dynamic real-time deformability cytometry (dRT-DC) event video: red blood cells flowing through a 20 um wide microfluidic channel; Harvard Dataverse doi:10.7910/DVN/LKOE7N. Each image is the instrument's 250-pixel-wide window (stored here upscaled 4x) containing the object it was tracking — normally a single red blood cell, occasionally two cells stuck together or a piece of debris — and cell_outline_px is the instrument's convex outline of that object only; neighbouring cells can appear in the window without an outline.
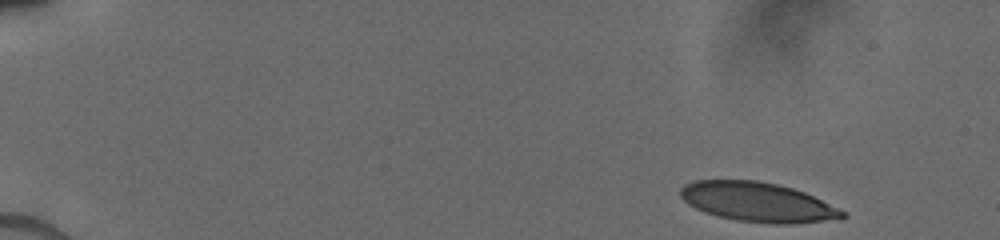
{"species": "human", "species_latin": "Homo sapiens", "temperature_condition": "cold", "stored_images_in_passage": 35, "camera_frame_rate_fps": 3000, "um_per_image_px": 0.085, "donor": {"sex": "male"}, "frame": {"image": 1, "passage_image": 1, "time_ms": 0.0, "image_size_px": [1000, 240], "cell_outline_px": [[848, 216], [820, 220], [788, 224], [776, 224], [736, 220], [716, 216], [704, 212], [688, 204], [680, 196], [680, 188], [684, 184], [696, 180], [756, 180], [776, 184], [792, 188], [804, 192], [848, 212]], "centroid_in_image_um": [64.35, 17.16], "position_along_channel_um": 20.6, "area_um2": 36.99}}
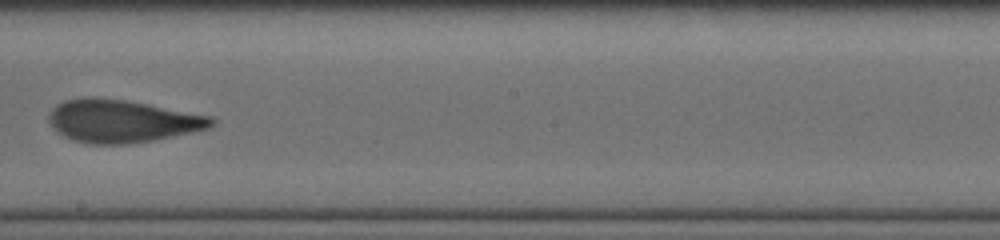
{"frame": {"image": 2, "passage_image": 20, "time_ms": 8.667, "image_size_px": [1000, 240], "cell_outline_px": [[216, 124], [208, 128], [156, 140], [128, 144], [92, 144], [72, 140], [56, 132], [52, 128], [48, 120], [48, 116], [52, 108], [56, 104], [64, 100], [84, 96], [96, 96], [124, 100], [212, 116], [216, 120]], "centroid_in_image_um": [10.33, 10.29], "position_along_channel_um": 237.9, "area_um2": 40.81}}
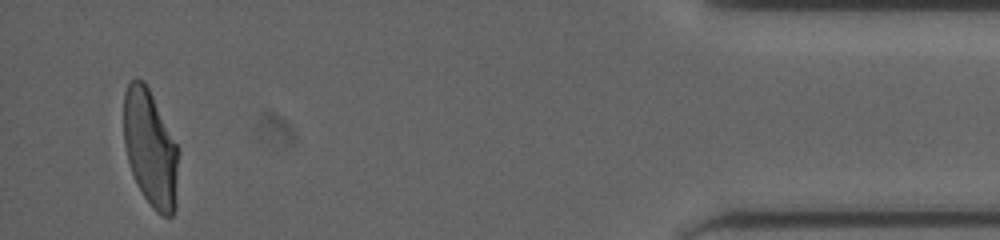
{"frame": {"image": 3, "passage_image": 34, "time_ms": 14.667, "image_size_px": [1000, 240], "cell_outline_px": [[176, 208], [172, 216], [164, 216], [156, 212], [152, 208], [144, 196], [132, 172], [128, 160], [124, 144], [124, 92], [128, 84], [136, 76], [144, 80], [176, 144]], "centroid_in_image_um": [12.74, 12.59], "position_along_channel_um": 422.5, "area_um2": 36.3}}